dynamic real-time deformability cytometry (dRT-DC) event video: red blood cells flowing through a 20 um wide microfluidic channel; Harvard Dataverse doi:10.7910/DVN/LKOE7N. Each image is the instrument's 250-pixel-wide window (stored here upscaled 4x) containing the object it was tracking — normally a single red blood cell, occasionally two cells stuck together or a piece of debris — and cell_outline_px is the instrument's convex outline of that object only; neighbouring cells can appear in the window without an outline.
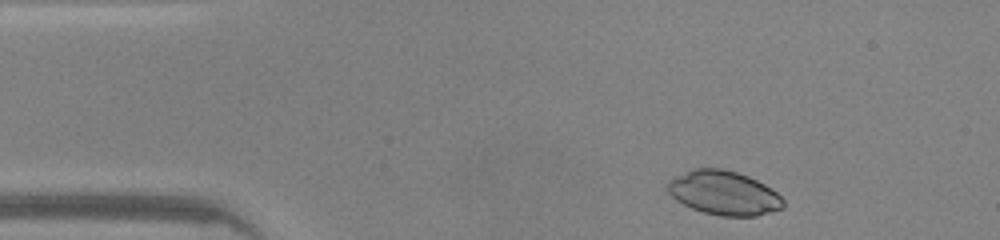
{"species": "common noctule bat (a hibernating species)", "species_latin": "Nyctalus noctula", "temperature_condition": "warm", "stored_images_in_passage": 42, "camera_frame_rate_fps": 3000, "um_per_image_px": 0.085, "animal": {"sex": "male", "body_mass_g": 20.0, "forearm_length_mm": 53.3}, "frame": {"image": 1, "passage_image": 2, "time_ms": 0.333, "image_size_px": [1000, 240], "cell_outline_px": [[784, 208], [756, 216], [720, 216], [704, 212], [692, 208], [676, 200], [668, 192], [668, 180], [692, 168], [720, 168], [736, 172], [748, 176], [764, 184], [776, 192], [784, 200]], "centroid_in_image_um": [61.53, 16.4], "position_along_channel_um": 23.5, "area_um2": 29.59}}
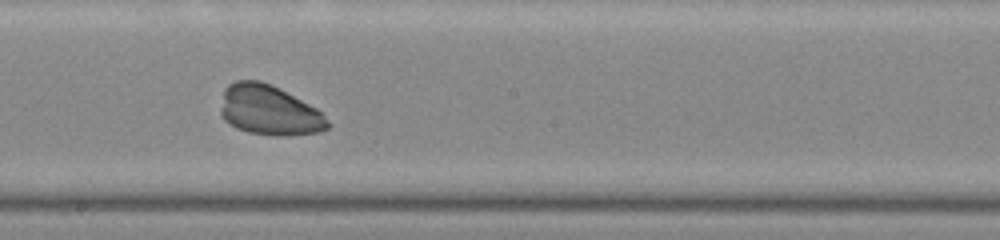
{"frame": {"image": 2, "passage_image": 21, "time_ms": 6.667, "image_size_px": [1000, 240], "cell_outline_px": [[332, 124], [328, 128], [320, 132], [288, 136], [276, 136], [248, 132], [236, 128], [228, 124], [224, 120], [220, 112], [220, 108], [224, 88], [228, 84], [236, 80], [260, 80], [272, 84], [316, 108]], "centroid_in_image_um": [22.86, 9.38], "position_along_channel_um": 225.3, "area_um2": 31.5}}
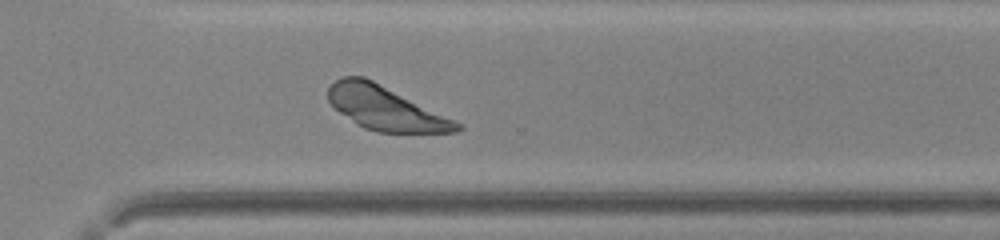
{"frame": {"image": 3, "passage_image": 29, "time_ms": 9.333, "image_size_px": [1000, 240], "cell_outline_px": [[464, 128], [456, 132], [376, 132], [364, 128], [356, 124], [340, 112], [328, 100], [328, 88], [336, 80], [344, 76], [364, 76], [464, 124]], "centroid_in_image_um": [32.79, 9.2], "position_along_channel_um": 337.8, "area_um2": 32.6}}